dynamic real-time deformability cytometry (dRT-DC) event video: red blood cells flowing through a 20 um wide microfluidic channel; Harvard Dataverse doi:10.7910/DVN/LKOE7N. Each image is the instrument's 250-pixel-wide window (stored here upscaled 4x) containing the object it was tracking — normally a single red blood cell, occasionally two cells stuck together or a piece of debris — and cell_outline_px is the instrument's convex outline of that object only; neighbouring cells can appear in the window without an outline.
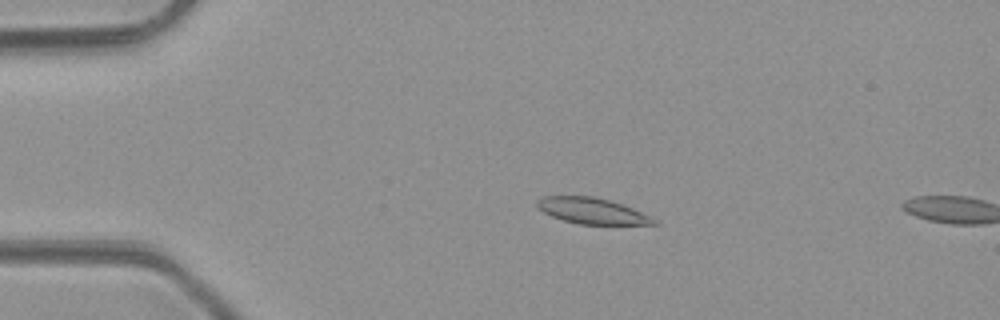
{"species": "common noctule bat (a hibernating species)", "species_latin": "Nyctalus noctula", "temperature_condition": "room temperature", "stored_images_in_passage": 4, "camera_frame_rate_fps": 3000, "um_per_image_px": 0.085, "animal": {"sex": "male", "body_mass_g": 23.1, "forearm_length_mm": 52.7}, "frame": {"image": 1, "passage_image": 3, "time_ms": 2.333, "image_size_px": [1000, 320], "cell_outline_px": [[660, 224], [580, 224], [564, 220], [552, 216], [536, 208], [536, 200], [544, 196], [592, 196], [608, 200], [632, 208], [656, 220]], "centroid_in_image_um": [50.26, 17.92], "position_along_channel_um": 34.7, "area_um2": 17.34}}